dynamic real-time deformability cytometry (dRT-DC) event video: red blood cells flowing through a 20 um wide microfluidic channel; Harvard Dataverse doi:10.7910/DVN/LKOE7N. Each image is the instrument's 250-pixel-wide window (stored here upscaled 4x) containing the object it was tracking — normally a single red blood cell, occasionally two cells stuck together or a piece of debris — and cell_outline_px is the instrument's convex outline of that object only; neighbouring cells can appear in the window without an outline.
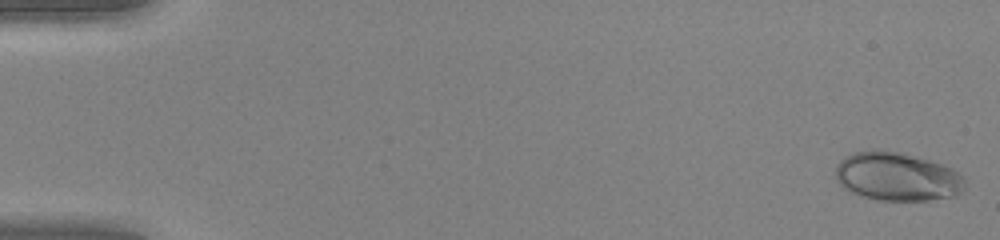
{"species": "human", "species_latin": "Homo sapiens", "temperature_condition": "warm", "stored_images_in_passage": 49, "camera_frame_rate_fps": 3000, "um_per_image_px": 0.085, "donor": {"sex": "female"}, "frame": {"image": 1, "passage_image": 1, "time_ms": 0.0, "image_size_px": [1000, 240], "cell_outline_px": [[964, 188], [960, 192], [952, 196], [928, 200], [880, 200], [860, 196], [844, 188], [836, 180], [836, 164], [844, 156], [856, 152], [872, 148], [880, 148], [928, 160], [952, 168], [964, 180]], "centroid_in_image_um": [76.18, 15.0], "position_along_channel_um": 8.8, "area_um2": 36.41}}
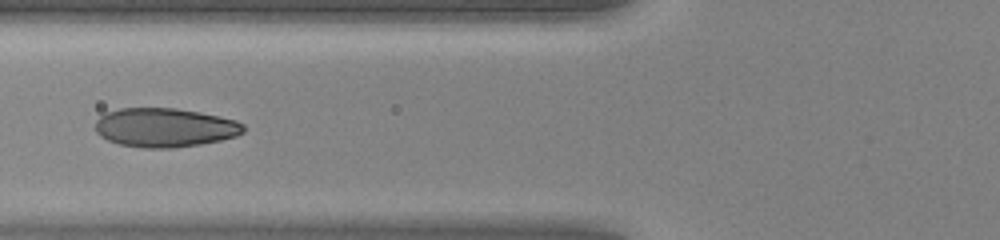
{"frame": {"image": 2, "passage_image": 20, "time_ms": 6.333, "image_size_px": [1000, 240], "cell_outline_px": [[244, 132], [236, 136], [220, 140], [200, 144], [172, 148], [144, 148], [120, 144], [108, 140], [100, 136], [96, 132], [96, 120], [104, 112], [120, 108], [176, 108], [200, 112], [236, 120], [244, 124]], "centroid_in_image_um": [13.99, 10.83], "position_along_channel_um": 111.8, "area_um2": 33.76}}
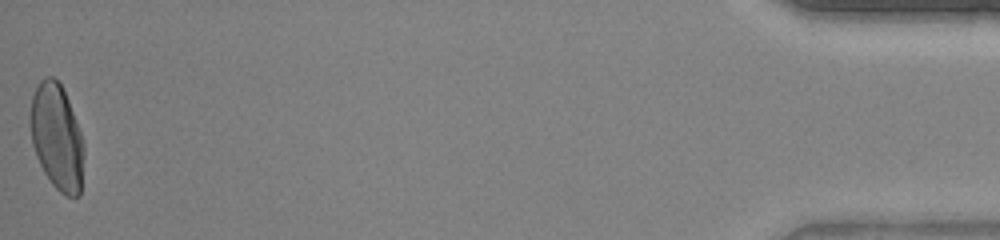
{"frame": {"image": 3, "passage_image": 49, "time_ms": 16.0, "image_size_px": [1000, 240], "cell_outline_px": [[84, 152], [80, 196], [68, 196], [60, 192], [52, 184], [44, 172], [36, 156], [32, 144], [28, 120], [28, 116], [32, 96], [40, 80], [44, 76], [52, 76], [60, 84], [68, 100], [80, 132], [84, 144]], "centroid_in_image_um": [4.8, 11.64], "position_along_channel_um": 430.4, "area_um2": 33.23}, "authors_computed_cell_mechanics": {"area_um2": 32.8882, "velocity_mm_per_s": 4.2444, "shape_relaxation_time_tau1_ms": 5.7838, "shape_relaxation_time_tau2_ms": null, "deformation_change_tau1": 0.2507, "deformation_change_tau2": null}}